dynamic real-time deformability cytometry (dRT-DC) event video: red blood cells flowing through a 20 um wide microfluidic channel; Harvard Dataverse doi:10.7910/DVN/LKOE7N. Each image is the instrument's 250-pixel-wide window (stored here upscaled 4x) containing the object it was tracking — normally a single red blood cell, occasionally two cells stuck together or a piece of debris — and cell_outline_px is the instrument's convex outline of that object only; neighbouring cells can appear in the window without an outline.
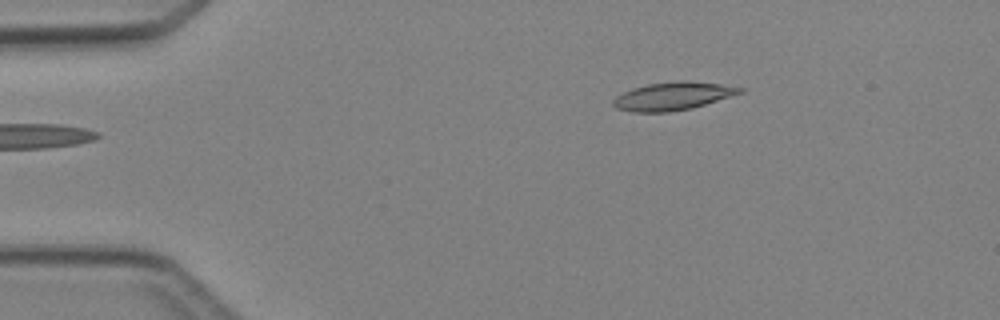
{"species": "Egyptian fruit bat (a non-hibernating species)", "species_latin": "Rousettus aegyptiacus", "temperature_condition": "cold", "stored_images_in_passage": 5, "camera_frame_rate_fps": 3000, "um_per_image_px": 0.085, "animal": {"sex": "female"}, "frame": {"image": 1, "passage_image": 5, "time_ms": 4.667, "image_size_px": [1000, 320], "cell_outline_px": [[744, 92], [692, 108], [668, 112], [632, 112], [616, 108], [612, 104], [612, 100], [616, 96], [632, 88], [648, 84], [676, 80], [684, 80], [720, 84], [744, 88]], "centroid_in_image_um": [57.17, 8.17], "position_along_channel_um": 27.8, "area_um2": 20.69}}